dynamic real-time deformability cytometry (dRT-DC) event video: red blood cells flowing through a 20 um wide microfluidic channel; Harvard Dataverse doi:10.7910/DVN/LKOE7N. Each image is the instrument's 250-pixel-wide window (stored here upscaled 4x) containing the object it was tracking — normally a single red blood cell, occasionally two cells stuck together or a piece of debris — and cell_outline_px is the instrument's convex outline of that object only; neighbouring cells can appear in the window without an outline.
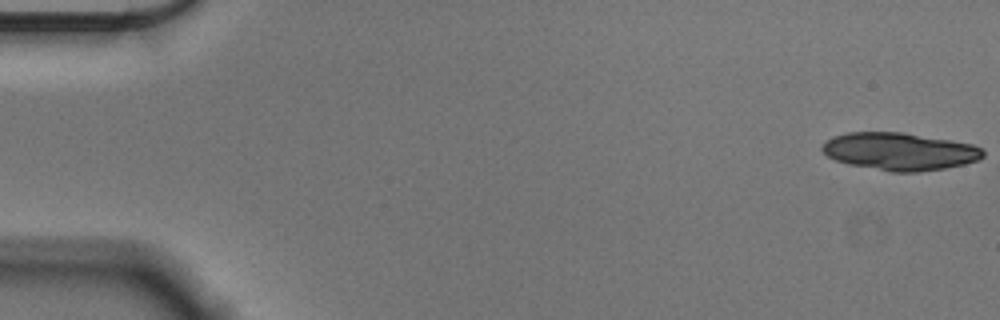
{"species": "Egyptian fruit bat (a non-hibernating species)", "species_latin": "Rousettus aegyptiacus", "temperature_condition": "cold", "stored_images_in_passage": 17, "camera_frame_rate_fps": 3000, "um_per_image_px": 0.085, "animal": {"sex": "male"}, "frame": {"image": 1, "passage_image": 1, "time_ms": 0.0, "image_size_px": [1000, 320], "cell_outline_px": [[984, 156], [976, 160], [964, 164], [944, 168], [920, 172], [892, 172], [848, 164], [836, 160], [828, 156], [820, 148], [832, 136], [848, 132], [904, 132], [972, 144], [980, 148], [984, 152]], "centroid_in_image_um": [76.45, 12.87], "position_along_channel_um": 8.5, "area_um2": 35.03}}